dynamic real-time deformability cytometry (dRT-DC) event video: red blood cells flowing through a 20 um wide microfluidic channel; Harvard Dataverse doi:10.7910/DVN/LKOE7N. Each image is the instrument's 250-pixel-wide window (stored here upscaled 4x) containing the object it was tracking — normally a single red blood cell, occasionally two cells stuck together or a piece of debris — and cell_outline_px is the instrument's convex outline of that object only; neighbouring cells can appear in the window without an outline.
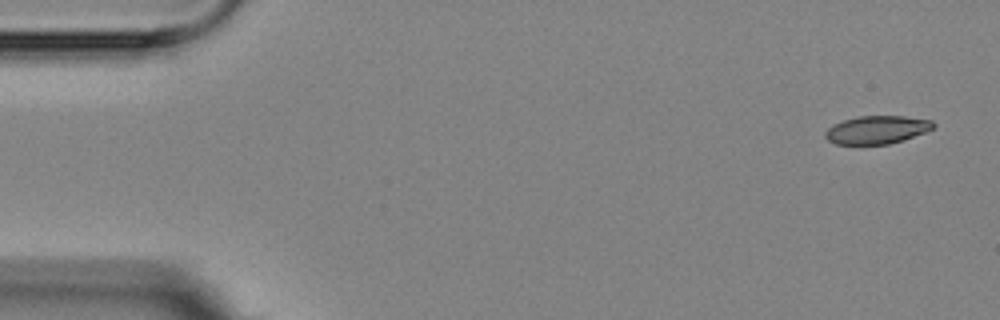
{"species": "Egyptian fruit bat (a non-hibernating species)", "species_latin": "Rousettus aegyptiacus", "temperature_condition": "room temperature", "stored_images_in_passage": 5, "camera_frame_rate_fps": 3000, "um_per_image_px": 0.085, "animal": {"sex": "female"}, "frame": {"image": 1, "passage_image": 1, "time_ms": 0.0, "image_size_px": [1000, 320], "cell_outline_px": [[936, 124], [932, 128], [924, 132], [904, 140], [888, 144], [836, 144], [828, 140], [824, 136], [824, 132], [832, 124], [844, 120], [860, 116], [904, 116], [932, 120]], "centroid_in_image_um": [74.52, 11.03], "position_along_channel_um": 10.5, "area_um2": 17.63}}
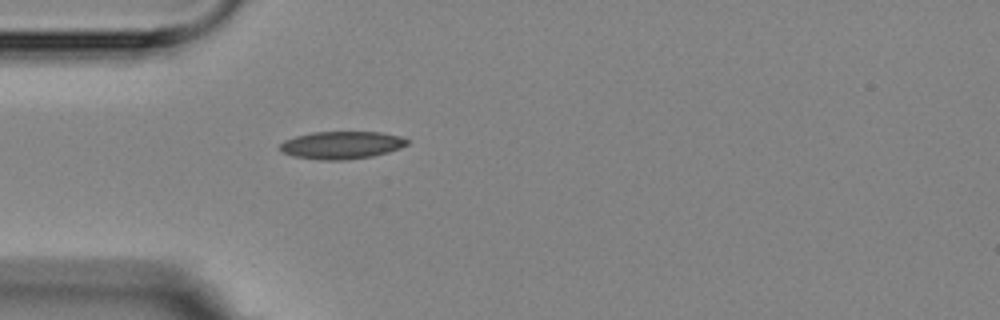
{"frame": {"image": 2, "passage_image": 5, "time_ms": 4.667, "image_size_px": [1000, 320], "cell_outline_px": [[408, 144], [400, 148], [388, 152], [372, 156], [344, 160], [320, 160], [292, 156], [280, 152], [280, 144], [284, 140], [296, 136], [312, 132], [380, 132], [400, 136], [408, 140]], "centroid_in_image_um": [29.01, 12.33], "position_along_channel_um": 56.0, "area_um2": 20.52}}